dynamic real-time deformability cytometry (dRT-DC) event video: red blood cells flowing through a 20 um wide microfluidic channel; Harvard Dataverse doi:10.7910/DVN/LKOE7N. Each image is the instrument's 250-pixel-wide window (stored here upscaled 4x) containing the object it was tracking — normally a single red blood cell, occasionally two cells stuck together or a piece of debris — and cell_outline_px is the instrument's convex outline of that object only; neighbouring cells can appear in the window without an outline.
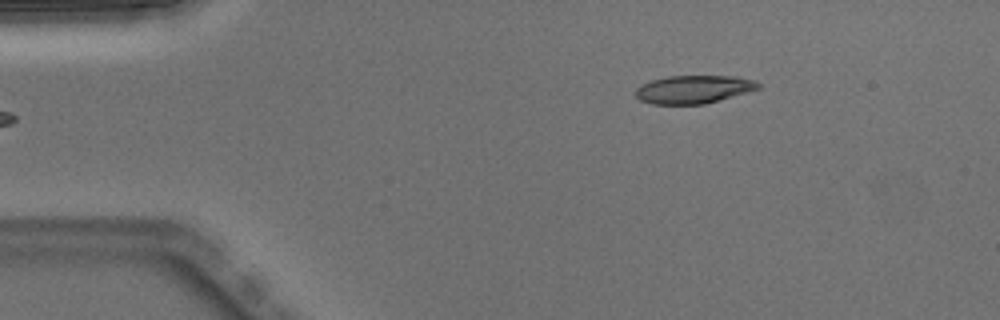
{"species": "Egyptian fruit bat (a non-hibernating species)", "species_latin": "Rousettus aegyptiacus", "temperature_condition": "warm", "stored_images_in_passage": 6, "camera_frame_rate_fps": 3000, "um_per_image_px": 0.085, "animal": {"sex": "male"}, "frame": {"image": 1, "passage_image": 6, "time_ms": 1.667, "image_size_px": [1000, 320], "cell_outline_px": [[760, 88], [704, 104], [652, 104], [640, 100], [636, 96], [636, 88], [640, 84], [652, 80], [668, 76], [736, 76], [752, 80], [760, 84]], "centroid_in_image_um": [58.91, 7.59], "position_along_channel_um": 26.1, "area_um2": 19.88}}